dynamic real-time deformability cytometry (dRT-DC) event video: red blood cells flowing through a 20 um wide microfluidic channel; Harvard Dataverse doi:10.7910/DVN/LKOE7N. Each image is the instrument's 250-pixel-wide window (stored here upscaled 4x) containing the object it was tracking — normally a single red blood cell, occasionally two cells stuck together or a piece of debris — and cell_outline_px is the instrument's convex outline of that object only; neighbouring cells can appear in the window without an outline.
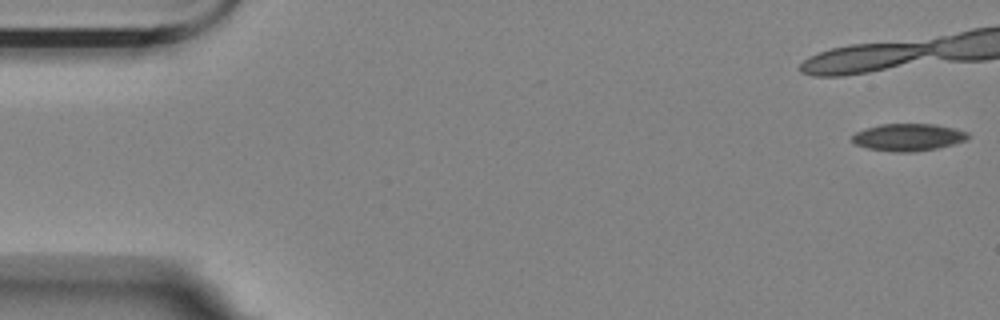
{"species": "Egyptian fruit bat (a non-hibernating species)", "species_latin": "Rousettus aegyptiacus", "temperature_condition": "room temperature", "stored_images_in_passage": 44, "camera_frame_rate_fps": 3000, "um_per_image_px": 0.085, "animal": {"sex": "female"}, "frame": {"image": 1, "passage_image": 1, "time_ms": 0.0, "image_size_px": [1000, 320], "cell_outline_px": [[968, 140], [936, 148], [912, 152], [896, 152], [868, 148], [852, 144], [852, 136], [856, 132], [864, 128], [880, 124], [936, 124], [956, 128], [968, 132]], "centroid_in_image_um": [77.18, 11.65], "position_along_channel_um": 7.8, "area_um2": 18.5}}